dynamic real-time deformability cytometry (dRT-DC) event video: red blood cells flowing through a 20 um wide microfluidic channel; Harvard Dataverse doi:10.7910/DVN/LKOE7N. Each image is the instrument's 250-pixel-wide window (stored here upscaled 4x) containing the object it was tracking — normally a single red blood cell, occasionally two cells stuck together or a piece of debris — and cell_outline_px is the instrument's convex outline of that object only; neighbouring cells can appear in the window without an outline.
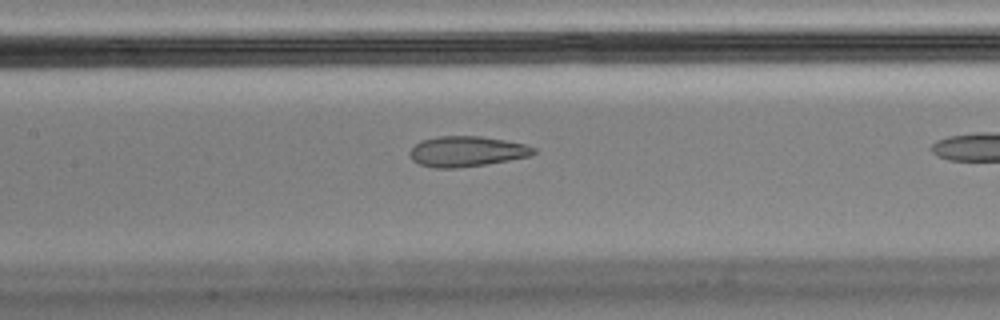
{"species": "Egyptian fruit bat (a non-hibernating species)", "species_latin": "Rousettus aegyptiacus", "temperature_condition": "cold", "stored_images_in_passage": 10, "camera_frame_rate_fps": 3000, "um_per_image_px": 0.085, "animal": {"sex": "male"}, "frame": {"image": 1, "passage_image": 9, "time_ms": 2.667, "image_size_px": [1000, 320], "cell_outline_px": [[536, 152], [532, 156], [488, 164], [456, 168], [432, 168], [420, 164], [412, 160], [408, 152], [420, 140], [440, 136], [480, 136], [504, 140], [524, 144], [536, 148]], "centroid_in_image_um": [39.67, 12.88], "position_along_channel_um": 167.7, "area_um2": 22.08}}